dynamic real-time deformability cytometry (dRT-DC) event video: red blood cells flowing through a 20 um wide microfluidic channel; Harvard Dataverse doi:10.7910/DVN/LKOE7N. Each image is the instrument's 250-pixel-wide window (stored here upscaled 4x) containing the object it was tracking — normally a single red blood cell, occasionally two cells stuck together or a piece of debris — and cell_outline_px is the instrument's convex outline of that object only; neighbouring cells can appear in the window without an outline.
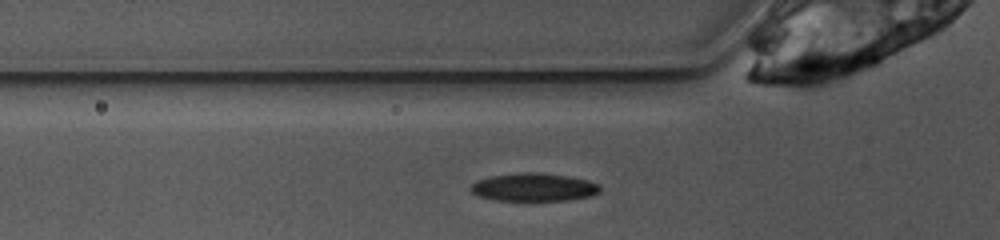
{"species": "common noctule bat (a hibernating species)", "species_latin": "Nyctalus noctula", "temperature_condition": "warm", "stored_images_in_passage": 24, "camera_frame_rate_fps": 3000, "um_per_image_px": 0.085, "animal": {"sex": "female", "body_mass_g": 10.0, "forearm_length_mm": 53.1}, "frame": {"image": 1, "passage_image": 2, "time_ms": 0.333, "image_size_px": [1000, 240], "cell_outline_px": [[600, 192], [592, 196], [568, 200], [492, 200], [480, 196], [472, 192], [468, 188], [476, 180], [492, 176], [524, 172], [532, 172], [568, 176], [588, 180], [600, 184]], "centroid_in_image_um": [45.38, 15.91], "position_along_channel_um": 80.4, "area_um2": 21.1}}
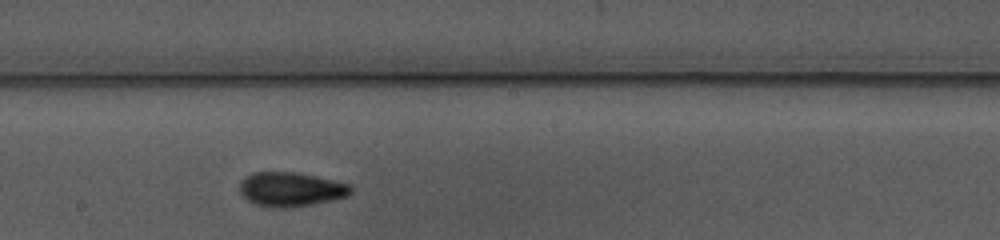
{"frame": {"image": 2, "passage_image": 13, "time_ms": 4.0, "image_size_px": [1000, 240], "cell_outline_px": [[352, 192], [348, 196], [332, 200], [312, 204], [284, 208], [276, 208], [256, 204], [248, 200], [240, 192], [240, 184], [252, 172], [292, 172], [352, 184]], "centroid_in_image_um": [24.75, 16.1], "position_along_channel_um": 223.4, "area_um2": 21.85}}
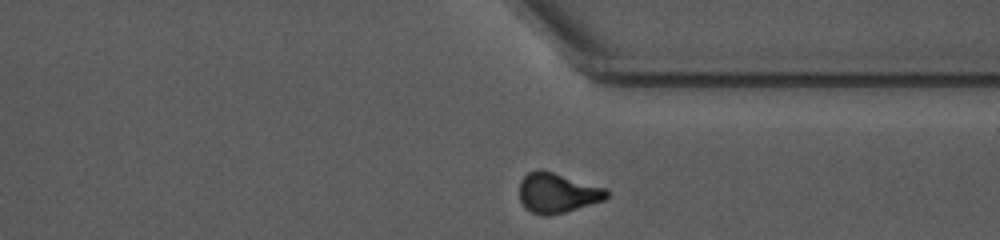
{"frame": {"image": 3, "passage_image": 24, "time_ms": 7.667, "image_size_px": [1000, 240], "cell_outline_px": [[608, 196], [604, 200], [564, 212], [548, 216], [544, 216], [532, 212], [524, 208], [520, 200], [520, 180], [528, 172], [540, 168], [608, 188]], "centroid_in_image_um": [47.37, 16.38], "position_along_channel_um": 364.0, "area_um2": 20.46}}